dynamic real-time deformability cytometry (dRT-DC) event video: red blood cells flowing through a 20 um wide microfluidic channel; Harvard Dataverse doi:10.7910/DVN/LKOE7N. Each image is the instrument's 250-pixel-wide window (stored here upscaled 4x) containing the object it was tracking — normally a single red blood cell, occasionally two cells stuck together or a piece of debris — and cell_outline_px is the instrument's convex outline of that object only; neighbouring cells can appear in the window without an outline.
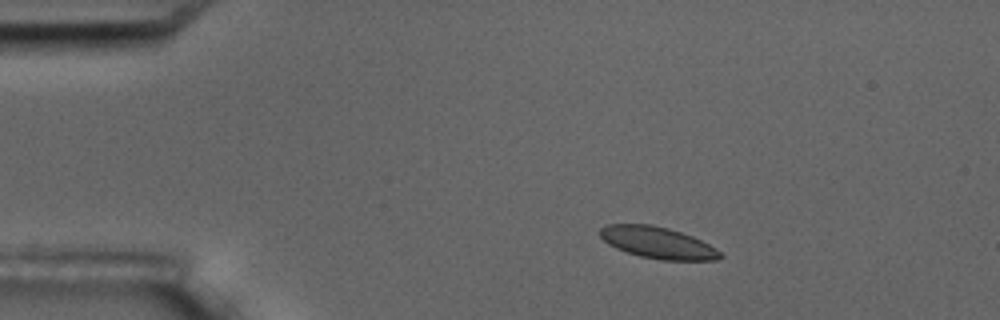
{"species": "common noctule bat (a hibernating species)", "species_latin": "Nyctalus noctula", "temperature_condition": "room temperature", "stored_images_in_passage": 3, "camera_frame_rate_fps": 3000, "um_per_image_px": 0.085, "animal": {"sex": "male", "body_mass_g": 17.5, "forearm_length_mm": 52.3}, "frame": {"image": 1, "passage_image": 1, "time_ms": 0.0, "image_size_px": [1000, 320], "cell_outline_px": [[724, 256], [716, 260], [660, 260], [640, 256], [616, 248], [608, 244], [600, 236], [600, 228], [608, 224], [652, 224], [668, 228], [692, 236], [716, 248]], "centroid_in_image_um": [55.9, 20.63], "position_along_channel_um": 29.1, "area_um2": 22.02}}